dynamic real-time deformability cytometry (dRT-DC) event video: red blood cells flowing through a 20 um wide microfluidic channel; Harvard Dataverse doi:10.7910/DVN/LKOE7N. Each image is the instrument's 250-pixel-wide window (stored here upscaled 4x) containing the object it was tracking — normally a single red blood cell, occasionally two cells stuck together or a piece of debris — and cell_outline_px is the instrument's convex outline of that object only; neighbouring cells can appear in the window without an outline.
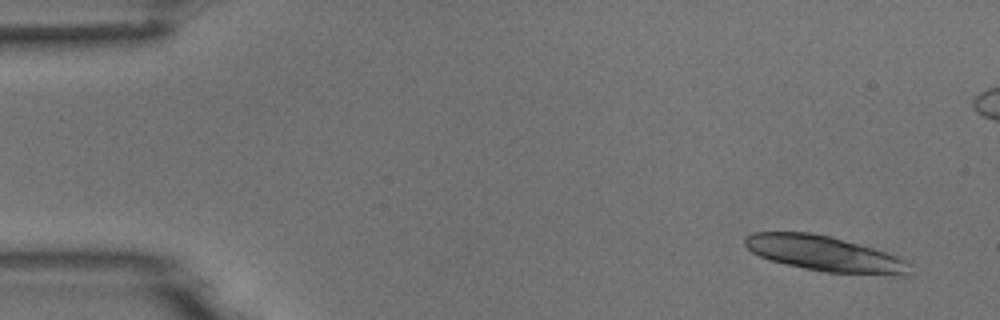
{"species": "common noctule bat (a hibernating species)", "species_latin": "Nyctalus noctula", "temperature_condition": "room temperature", "stored_images_in_passage": 10, "segment_of_instrument_passage": [1, 2], "camera_frame_rate_fps": 3000, "um_per_image_px": 0.085, "animal": {"sex": "male", "body_mass_g": 18.8}, "frame": {"image": 1, "passage_image": 1, "time_ms": 0.0, "image_size_px": [1000, 320], "cell_outline_px": [[912, 276], [900, 276], [824, 272], [804, 268], [768, 260], [752, 252], [744, 244], [744, 236], [752, 232], [808, 232], [832, 236], [904, 256], [908, 264]], "centroid_in_image_um": [70.18, 21.57], "position_along_channel_um": 14.8, "area_um2": 34.74}}